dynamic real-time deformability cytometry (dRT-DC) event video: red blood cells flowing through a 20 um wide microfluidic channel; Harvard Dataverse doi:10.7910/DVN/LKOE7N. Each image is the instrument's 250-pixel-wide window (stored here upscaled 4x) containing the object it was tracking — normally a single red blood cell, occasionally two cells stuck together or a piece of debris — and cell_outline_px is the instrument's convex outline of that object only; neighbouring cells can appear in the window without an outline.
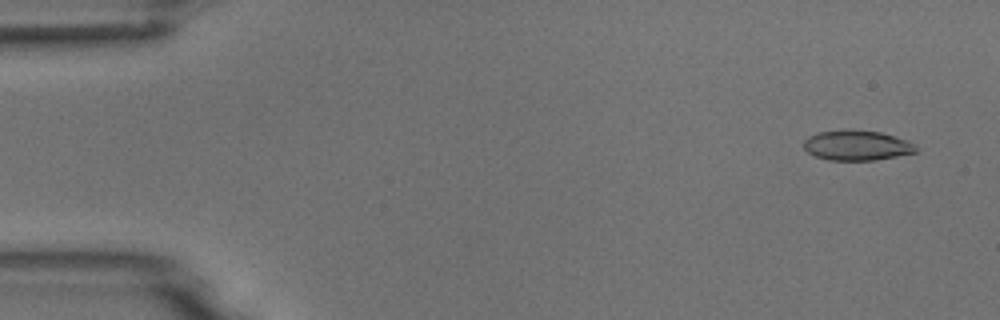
{"species": "common noctule bat (a hibernating species)", "species_latin": "Nyctalus noctula", "temperature_condition": "room temperature", "stored_images_in_passage": 5, "camera_frame_rate_fps": 3000, "um_per_image_px": 0.085, "animal": {"sex": "male", "body_mass_g": 18.8}, "frame": {"image": 1, "passage_image": 1, "time_ms": 0.0, "image_size_px": [1000, 320], "cell_outline_px": [[916, 152], [876, 160], [828, 160], [816, 156], [808, 152], [804, 148], [804, 140], [808, 136], [816, 132], [848, 128], [880, 132], [908, 140], [916, 148]], "centroid_in_image_um": [72.78, 12.33], "position_along_channel_um": 12.2, "area_um2": 19.83}}
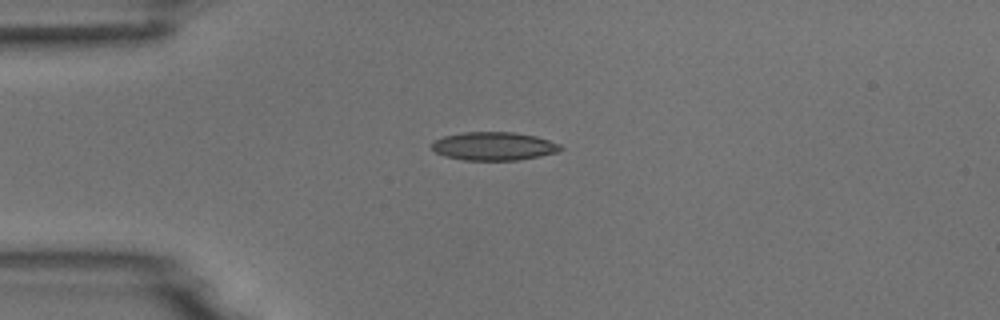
{"frame": {"image": 2, "passage_image": 3, "time_ms": 3.333, "image_size_px": [1000, 320], "cell_outline_px": [[564, 148], [556, 152], [540, 156], [516, 160], [464, 160], [444, 156], [436, 152], [432, 148], [432, 144], [436, 140], [444, 136], [464, 132], [512, 132], [536, 136], [560, 144]], "centroid_in_image_um": [41.98, 12.42], "position_along_channel_um": 43.0, "area_um2": 21.1}}